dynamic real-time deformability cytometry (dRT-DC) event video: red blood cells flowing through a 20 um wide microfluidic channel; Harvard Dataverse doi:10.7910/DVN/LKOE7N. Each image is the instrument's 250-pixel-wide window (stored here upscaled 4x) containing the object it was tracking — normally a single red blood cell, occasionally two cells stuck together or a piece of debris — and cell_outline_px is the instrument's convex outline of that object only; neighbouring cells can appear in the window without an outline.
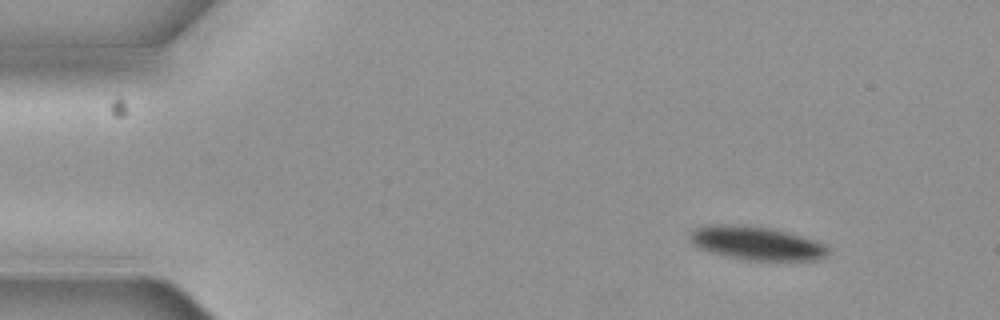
{"species": "common noctule bat (a hibernating species)", "species_latin": "Nyctalus noctula", "temperature_condition": "cold", "stored_images_in_passage": 3, "camera_frame_rate_fps": 3000, "um_per_image_px": 0.085, "animal": {"sex": "female", "body_mass_g": 19.3, "forearm_length_mm": 54.1}, "frame": {"image": 1, "passage_image": 1, "time_ms": 0.0, "image_size_px": [1000, 320], "cell_outline_px": [[828, 252], [824, 256], [816, 260], [744, 260], [712, 252], [700, 248], [692, 244], [688, 240], [688, 236], [692, 228], [708, 224], [740, 224], [772, 228], [788, 232], [824, 244], [828, 248]], "centroid_in_image_um": [64.21, 20.65], "position_along_channel_um": 20.8, "area_um2": 27.11}}
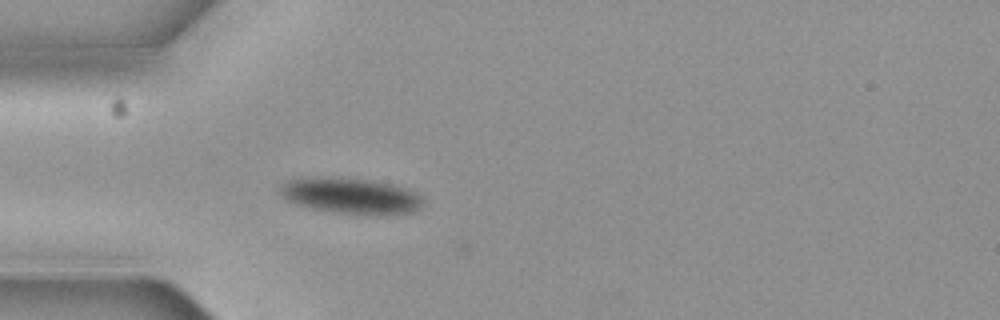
{"frame": {"image": 2, "passage_image": 3, "time_ms": 0.667, "image_size_px": [1000, 320], "cell_outline_px": [[424, 204], [416, 212], [380, 216], [336, 212], [312, 208], [296, 204], [284, 200], [276, 192], [280, 184], [288, 180], [300, 176], [340, 176], [372, 180], [396, 184], [408, 188], [416, 192], [424, 200]], "centroid_in_image_um": [29.79, 16.62], "position_along_channel_um": 55.2, "area_um2": 31.39}}